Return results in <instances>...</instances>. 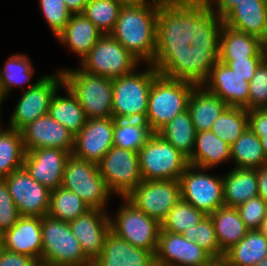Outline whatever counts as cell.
<instances>
[{"label": "cell", "instance_id": "cell-40", "mask_svg": "<svg viewBox=\"0 0 267 266\" xmlns=\"http://www.w3.org/2000/svg\"><path fill=\"white\" fill-rule=\"evenodd\" d=\"M248 127V110L228 106L212 124L211 131L232 146Z\"/></svg>", "mask_w": 267, "mask_h": 266}, {"label": "cell", "instance_id": "cell-5", "mask_svg": "<svg viewBox=\"0 0 267 266\" xmlns=\"http://www.w3.org/2000/svg\"><path fill=\"white\" fill-rule=\"evenodd\" d=\"M42 259L40 266H91L69 222L49 215L41 217Z\"/></svg>", "mask_w": 267, "mask_h": 266}, {"label": "cell", "instance_id": "cell-37", "mask_svg": "<svg viewBox=\"0 0 267 266\" xmlns=\"http://www.w3.org/2000/svg\"><path fill=\"white\" fill-rule=\"evenodd\" d=\"M25 154L21 131L0 126V179L22 168Z\"/></svg>", "mask_w": 267, "mask_h": 266}, {"label": "cell", "instance_id": "cell-53", "mask_svg": "<svg viewBox=\"0 0 267 266\" xmlns=\"http://www.w3.org/2000/svg\"><path fill=\"white\" fill-rule=\"evenodd\" d=\"M71 14H82L89 0H64Z\"/></svg>", "mask_w": 267, "mask_h": 266}, {"label": "cell", "instance_id": "cell-35", "mask_svg": "<svg viewBox=\"0 0 267 266\" xmlns=\"http://www.w3.org/2000/svg\"><path fill=\"white\" fill-rule=\"evenodd\" d=\"M196 133L188 109L176 115L157 132L158 135L170 142L187 159L193 154Z\"/></svg>", "mask_w": 267, "mask_h": 266}, {"label": "cell", "instance_id": "cell-56", "mask_svg": "<svg viewBox=\"0 0 267 266\" xmlns=\"http://www.w3.org/2000/svg\"><path fill=\"white\" fill-rule=\"evenodd\" d=\"M261 50L265 60H267V30L264 36L261 38Z\"/></svg>", "mask_w": 267, "mask_h": 266}, {"label": "cell", "instance_id": "cell-58", "mask_svg": "<svg viewBox=\"0 0 267 266\" xmlns=\"http://www.w3.org/2000/svg\"><path fill=\"white\" fill-rule=\"evenodd\" d=\"M259 136L260 140H261V144L263 146V151H264V154L267 158V135H257Z\"/></svg>", "mask_w": 267, "mask_h": 266}, {"label": "cell", "instance_id": "cell-61", "mask_svg": "<svg viewBox=\"0 0 267 266\" xmlns=\"http://www.w3.org/2000/svg\"><path fill=\"white\" fill-rule=\"evenodd\" d=\"M4 100L2 99V97L0 96V126H1V123H2V121H1V105L4 103L3 102Z\"/></svg>", "mask_w": 267, "mask_h": 266}, {"label": "cell", "instance_id": "cell-46", "mask_svg": "<svg viewBox=\"0 0 267 266\" xmlns=\"http://www.w3.org/2000/svg\"><path fill=\"white\" fill-rule=\"evenodd\" d=\"M237 210L248 230H260L267 214V204L256 196L238 206Z\"/></svg>", "mask_w": 267, "mask_h": 266}, {"label": "cell", "instance_id": "cell-55", "mask_svg": "<svg viewBox=\"0 0 267 266\" xmlns=\"http://www.w3.org/2000/svg\"><path fill=\"white\" fill-rule=\"evenodd\" d=\"M207 266H232L225 258L213 259Z\"/></svg>", "mask_w": 267, "mask_h": 266}, {"label": "cell", "instance_id": "cell-43", "mask_svg": "<svg viewBox=\"0 0 267 266\" xmlns=\"http://www.w3.org/2000/svg\"><path fill=\"white\" fill-rule=\"evenodd\" d=\"M181 235L196 243L213 259L224 258L225 254L220 249L215 227L210 216L206 215L192 229L183 231Z\"/></svg>", "mask_w": 267, "mask_h": 266}, {"label": "cell", "instance_id": "cell-30", "mask_svg": "<svg viewBox=\"0 0 267 266\" xmlns=\"http://www.w3.org/2000/svg\"><path fill=\"white\" fill-rule=\"evenodd\" d=\"M263 57L261 39L222 25L218 59H246Z\"/></svg>", "mask_w": 267, "mask_h": 266}, {"label": "cell", "instance_id": "cell-33", "mask_svg": "<svg viewBox=\"0 0 267 266\" xmlns=\"http://www.w3.org/2000/svg\"><path fill=\"white\" fill-rule=\"evenodd\" d=\"M65 95L60 96L57 91L53 96L48 115L67 128L74 136L78 134L86 123V116L77 98L63 86Z\"/></svg>", "mask_w": 267, "mask_h": 266}, {"label": "cell", "instance_id": "cell-34", "mask_svg": "<svg viewBox=\"0 0 267 266\" xmlns=\"http://www.w3.org/2000/svg\"><path fill=\"white\" fill-rule=\"evenodd\" d=\"M265 257L267 236L260 230H248L246 236L224 255L232 266H255Z\"/></svg>", "mask_w": 267, "mask_h": 266}, {"label": "cell", "instance_id": "cell-21", "mask_svg": "<svg viewBox=\"0 0 267 266\" xmlns=\"http://www.w3.org/2000/svg\"><path fill=\"white\" fill-rule=\"evenodd\" d=\"M203 86L228 106L248 110L249 77L240 76L225 63L218 60L214 64Z\"/></svg>", "mask_w": 267, "mask_h": 266}, {"label": "cell", "instance_id": "cell-57", "mask_svg": "<svg viewBox=\"0 0 267 266\" xmlns=\"http://www.w3.org/2000/svg\"><path fill=\"white\" fill-rule=\"evenodd\" d=\"M151 1L162 5V4L186 3L192 0H151Z\"/></svg>", "mask_w": 267, "mask_h": 266}, {"label": "cell", "instance_id": "cell-60", "mask_svg": "<svg viewBox=\"0 0 267 266\" xmlns=\"http://www.w3.org/2000/svg\"><path fill=\"white\" fill-rule=\"evenodd\" d=\"M255 266H267V257H265L261 262H259Z\"/></svg>", "mask_w": 267, "mask_h": 266}, {"label": "cell", "instance_id": "cell-10", "mask_svg": "<svg viewBox=\"0 0 267 266\" xmlns=\"http://www.w3.org/2000/svg\"><path fill=\"white\" fill-rule=\"evenodd\" d=\"M79 63L86 73L114 79L133 73L141 62L111 34H103Z\"/></svg>", "mask_w": 267, "mask_h": 266}, {"label": "cell", "instance_id": "cell-19", "mask_svg": "<svg viewBox=\"0 0 267 266\" xmlns=\"http://www.w3.org/2000/svg\"><path fill=\"white\" fill-rule=\"evenodd\" d=\"M71 154L58 148H40L27 151L23 167L29 175L50 191L61 187L64 166Z\"/></svg>", "mask_w": 267, "mask_h": 266}, {"label": "cell", "instance_id": "cell-26", "mask_svg": "<svg viewBox=\"0 0 267 266\" xmlns=\"http://www.w3.org/2000/svg\"><path fill=\"white\" fill-rule=\"evenodd\" d=\"M102 35L103 33L83 14H72L69 22L56 38L81 61Z\"/></svg>", "mask_w": 267, "mask_h": 266}, {"label": "cell", "instance_id": "cell-24", "mask_svg": "<svg viewBox=\"0 0 267 266\" xmlns=\"http://www.w3.org/2000/svg\"><path fill=\"white\" fill-rule=\"evenodd\" d=\"M91 266H156V263L152 252L135 247L110 231L101 254Z\"/></svg>", "mask_w": 267, "mask_h": 266}, {"label": "cell", "instance_id": "cell-16", "mask_svg": "<svg viewBox=\"0 0 267 266\" xmlns=\"http://www.w3.org/2000/svg\"><path fill=\"white\" fill-rule=\"evenodd\" d=\"M20 216L48 215L51 191L34 180L22 167L4 178Z\"/></svg>", "mask_w": 267, "mask_h": 266}, {"label": "cell", "instance_id": "cell-45", "mask_svg": "<svg viewBox=\"0 0 267 266\" xmlns=\"http://www.w3.org/2000/svg\"><path fill=\"white\" fill-rule=\"evenodd\" d=\"M267 108V60L257 66L249 82L248 111Z\"/></svg>", "mask_w": 267, "mask_h": 266}, {"label": "cell", "instance_id": "cell-38", "mask_svg": "<svg viewBox=\"0 0 267 266\" xmlns=\"http://www.w3.org/2000/svg\"><path fill=\"white\" fill-rule=\"evenodd\" d=\"M152 134L146 121L115 119L113 145L138 152Z\"/></svg>", "mask_w": 267, "mask_h": 266}, {"label": "cell", "instance_id": "cell-22", "mask_svg": "<svg viewBox=\"0 0 267 266\" xmlns=\"http://www.w3.org/2000/svg\"><path fill=\"white\" fill-rule=\"evenodd\" d=\"M105 210L90 209L69 221L72 233L79 241L84 254L94 261L102 252L105 237L110 232V214Z\"/></svg>", "mask_w": 267, "mask_h": 266}, {"label": "cell", "instance_id": "cell-3", "mask_svg": "<svg viewBox=\"0 0 267 266\" xmlns=\"http://www.w3.org/2000/svg\"><path fill=\"white\" fill-rule=\"evenodd\" d=\"M219 46L189 45L182 51H155L152 65L162 76L203 85L218 61Z\"/></svg>", "mask_w": 267, "mask_h": 266}, {"label": "cell", "instance_id": "cell-9", "mask_svg": "<svg viewBox=\"0 0 267 266\" xmlns=\"http://www.w3.org/2000/svg\"><path fill=\"white\" fill-rule=\"evenodd\" d=\"M138 155L144 181L179 180L189 165L188 159L157 133L151 135Z\"/></svg>", "mask_w": 267, "mask_h": 266}, {"label": "cell", "instance_id": "cell-29", "mask_svg": "<svg viewBox=\"0 0 267 266\" xmlns=\"http://www.w3.org/2000/svg\"><path fill=\"white\" fill-rule=\"evenodd\" d=\"M229 160L231 151L227 142L211 130L196 133L193 154L188 159L190 165L210 170Z\"/></svg>", "mask_w": 267, "mask_h": 266}, {"label": "cell", "instance_id": "cell-42", "mask_svg": "<svg viewBox=\"0 0 267 266\" xmlns=\"http://www.w3.org/2000/svg\"><path fill=\"white\" fill-rule=\"evenodd\" d=\"M205 216L202 211L180 198L161 223V228L173 234H181L185 230L192 229Z\"/></svg>", "mask_w": 267, "mask_h": 266}, {"label": "cell", "instance_id": "cell-23", "mask_svg": "<svg viewBox=\"0 0 267 266\" xmlns=\"http://www.w3.org/2000/svg\"><path fill=\"white\" fill-rule=\"evenodd\" d=\"M0 247L31 256L41 263V217L21 216L10 230L0 236Z\"/></svg>", "mask_w": 267, "mask_h": 266}, {"label": "cell", "instance_id": "cell-8", "mask_svg": "<svg viewBox=\"0 0 267 266\" xmlns=\"http://www.w3.org/2000/svg\"><path fill=\"white\" fill-rule=\"evenodd\" d=\"M61 187L77 194L91 209L106 211L112 193L101 177L98 164L68 157L63 172Z\"/></svg>", "mask_w": 267, "mask_h": 266}, {"label": "cell", "instance_id": "cell-49", "mask_svg": "<svg viewBox=\"0 0 267 266\" xmlns=\"http://www.w3.org/2000/svg\"><path fill=\"white\" fill-rule=\"evenodd\" d=\"M0 266H40V263L31 256L0 247Z\"/></svg>", "mask_w": 267, "mask_h": 266}, {"label": "cell", "instance_id": "cell-52", "mask_svg": "<svg viewBox=\"0 0 267 266\" xmlns=\"http://www.w3.org/2000/svg\"><path fill=\"white\" fill-rule=\"evenodd\" d=\"M258 196L267 204V164L257 168Z\"/></svg>", "mask_w": 267, "mask_h": 266}, {"label": "cell", "instance_id": "cell-44", "mask_svg": "<svg viewBox=\"0 0 267 266\" xmlns=\"http://www.w3.org/2000/svg\"><path fill=\"white\" fill-rule=\"evenodd\" d=\"M39 4L43 17L56 38L65 28L72 14L64 0H39Z\"/></svg>", "mask_w": 267, "mask_h": 266}, {"label": "cell", "instance_id": "cell-7", "mask_svg": "<svg viewBox=\"0 0 267 266\" xmlns=\"http://www.w3.org/2000/svg\"><path fill=\"white\" fill-rule=\"evenodd\" d=\"M64 86L77 98L87 119L112 117V79L82 69H61Z\"/></svg>", "mask_w": 267, "mask_h": 266}, {"label": "cell", "instance_id": "cell-31", "mask_svg": "<svg viewBox=\"0 0 267 266\" xmlns=\"http://www.w3.org/2000/svg\"><path fill=\"white\" fill-rule=\"evenodd\" d=\"M209 216L213 221L220 249L224 254L239 243L248 232L235 207L222 206Z\"/></svg>", "mask_w": 267, "mask_h": 266}, {"label": "cell", "instance_id": "cell-50", "mask_svg": "<svg viewBox=\"0 0 267 266\" xmlns=\"http://www.w3.org/2000/svg\"><path fill=\"white\" fill-rule=\"evenodd\" d=\"M248 127L256 135H267V108L248 111Z\"/></svg>", "mask_w": 267, "mask_h": 266}, {"label": "cell", "instance_id": "cell-25", "mask_svg": "<svg viewBox=\"0 0 267 266\" xmlns=\"http://www.w3.org/2000/svg\"><path fill=\"white\" fill-rule=\"evenodd\" d=\"M222 22L234 30L261 39L267 30V1L244 0L230 11Z\"/></svg>", "mask_w": 267, "mask_h": 266}, {"label": "cell", "instance_id": "cell-1", "mask_svg": "<svg viewBox=\"0 0 267 266\" xmlns=\"http://www.w3.org/2000/svg\"><path fill=\"white\" fill-rule=\"evenodd\" d=\"M222 20L202 0L160 4L156 51H182L189 45L219 46Z\"/></svg>", "mask_w": 267, "mask_h": 266}, {"label": "cell", "instance_id": "cell-20", "mask_svg": "<svg viewBox=\"0 0 267 266\" xmlns=\"http://www.w3.org/2000/svg\"><path fill=\"white\" fill-rule=\"evenodd\" d=\"M25 151L40 148L74 149V135L49 115L37 118L22 130Z\"/></svg>", "mask_w": 267, "mask_h": 266}, {"label": "cell", "instance_id": "cell-12", "mask_svg": "<svg viewBox=\"0 0 267 266\" xmlns=\"http://www.w3.org/2000/svg\"><path fill=\"white\" fill-rule=\"evenodd\" d=\"M64 86V79L59 69L56 74L44 75L31 88L24 89L9 118L8 127L21 131L37 118L48 115L50 102L55 93Z\"/></svg>", "mask_w": 267, "mask_h": 266}, {"label": "cell", "instance_id": "cell-13", "mask_svg": "<svg viewBox=\"0 0 267 266\" xmlns=\"http://www.w3.org/2000/svg\"><path fill=\"white\" fill-rule=\"evenodd\" d=\"M208 169L188 165L179 178L181 199L209 216L224 206L223 179Z\"/></svg>", "mask_w": 267, "mask_h": 266}, {"label": "cell", "instance_id": "cell-39", "mask_svg": "<svg viewBox=\"0 0 267 266\" xmlns=\"http://www.w3.org/2000/svg\"><path fill=\"white\" fill-rule=\"evenodd\" d=\"M91 208L74 192L63 187L50 193L48 215L62 221H71L85 214Z\"/></svg>", "mask_w": 267, "mask_h": 266}, {"label": "cell", "instance_id": "cell-41", "mask_svg": "<svg viewBox=\"0 0 267 266\" xmlns=\"http://www.w3.org/2000/svg\"><path fill=\"white\" fill-rule=\"evenodd\" d=\"M122 6L115 0H89L83 15L103 34H110L119 17Z\"/></svg>", "mask_w": 267, "mask_h": 266}, {"label": "cell", "instance_id": "cell-48", "mask_svg": "<svg viewBox=\"0 0 267 266\" xmlns=\"http://www.w3.org/2000/svg\"><path fill=\"white\" fill-rule=\"evenodd\" d=\"M264 57H246V59H218L228 65L235 73L243 77H249V82L254 76L255 70Z\"/></svg>", "mask_w": 267, "mask_h": 266}, {"label": "cell", "instance_id": "cell-28", "mask_svg": "<svg viewBox=\"0 0 267 266\" xmlns=\"http://www.w3.org/2000/svg\"><path fill=\"white\" fill-rule=\"evenodd\" d=\"M228 105L203 85L195 86L190 94L188 110L196 132L211 130L212 124Z\"/></svg>", "mask_w": 267, "mask_h": 266}, {"label": "cell", "instance_id": "cell-4", "mask_svg": "<svg viewBox=\"0 0 267 266\" xmlns=\"http://www.w3.org/2000/svg\"><path fill=\"white\" fill-rule=\"evenodd\" d=\"M144 70L112 79L114 119L145 121L151 85L159 73L152 64Z\"/></svg>", "mask_w": 267, "mask_h": 266}, {"label": "cell", "instance_id": "cell-17", "mask_svg": "<svg viewBox=\"0 0 267 266\" xmlns=\"http://www.w3.org/2000/svg\"><path fill=\"white\" fill-rule=\"evenodd\" d=\"M113 117L87 119L80 132L74 136L72 155L98 164L114 146Z\"/></svg>", "mask_w": 267, "mask_h": 266}, {"label": "cell", "instance_id": "cell-11", "mask_svg": "<svg viewBox=\"0 0 267 266\" xmlns=\"http://www.w3.org/2000/svg\"><path fill=\"white\" fill-rule=\"evenodd\" d=\"M122 202L115 217L110 219V231L116 236L128 241L135 247L156 254L161 224L138 210L126 198Z\"/></svg>", "mask_w": 267, "mask_h": 266}, {"label": "cell", "instance_id": "cell-18", "mask_svg": "<svg viewBox=\"0 0 267 266\" xmlns=\"http://www.w3.org/2000/svg\"><path fill=\"white\" fill-rule=\"evenodd\" d=\"M213 258L181 234L159 231L156 266H207Z\"/></svg>", "mask_w": 267, "mask_h": 266}, {"label": "cell", "instance_id": "cell-14", "mask_svg": "<svg viewBox=\"0 0 267 266\" xmlns=\"http://www.w3.org/2000/svg\"><path fill=\"white\" fill-rule=\"evenodd\" d=\"M109 191L127 197L142 181L138 152L113 146L98 163Z\"/></svg>", "mask_w": 267, "mask_h": 266}, {"label": "cell", "instance_id": "cell-51", "mask_svg": "<svg viewBox=\"0 0 267 266\" xmlns=\"http://www.w3.org/2000/svg\"><path fill=\"white\" fill-rule=\"evenodd\" d=\"M222 20L235 6L244 0H202Z\"/></svg>", "mask_w": 267, "mask_h": 266}, {"label": "cell", "instance_id": "cell-54", "mask_svg": "<svg viewBox=\"0 0 267 266\" xmlns=\"http://www.w3.org/2000/svg\"><path fill=\"white\" fill-rule=\"evenodd\" d=\"M115 1L118 2V4H120L122 7H126V6H137L147 2L148 0H115Z\"/></svg>", "mask_w": 267, "mask_h": 266}, {"label": "cell", "instance_id": "cell-15", "mask_svg": "<svg viewBox=\"0 0 267 266\" xmlns=\"http://www.w3.org/2000/svg\"><path fill=\"white\" fill-rule=\"evenodd\" d=\"M138 210L160 224L181 198L179 180L142 181L127 197Z\"/></svg>", "mask_w": 267, "mask_h": 266}, {"label": "cell", "instance_id": "cell-27", "mask_svg": "<svg viewBox=\"0 0 267 266\" xmlns=\"http://www.w3.org/2000/svg\"><path fill=\"white\" fill-rule=\"evenodd\" d=\"M224 206L235 207L242 205L250 198L258 196L257 169L231 168L223 174Z\"/></svg>", "mask_w": 267, "mask_h": 266}, {"label": "cell", "instance_id": "cell-59", "mask_svg": "<svg viewBox=\"0 0 267 266\" xmlns=\"http://www.w3.org/2000/svg\"><path fill=\"white\" fill-rule=\"evenodd\" d=\"M260 231L267 236V214L265 219L263 220L262 226L260 228Z\"/></svg>", "mask_w": 267, "mask_h": 266}, {"label": "cell", "instance_id": "cell-6", "mask_svg": "<svg viewBox=\"0 0 267 266\" xmlns=\"http://www.w3.org/2000/svg\"><path fill=\"white\" fill-rule=\"evenodd\" d=\"M195 86L160 74L153 80L145 119L153 133L188 109L189 97Z\"/></svg>", "mask_w": 267, "mask_h": 266}, {"label": "cell", "instance_id": "cell-2", "mask_svg": "<svg viewBox=\"0 0 267 266\" xmlns=\"http://www.w3.org/2000/svg\"><path fill=\"white\" fill-rule=\"evenodd\" d=\"M159 5L148 0L137 6L122 7L110 33L145 66L154 61Z\"/></svg>", "mask_w": 267, "mask_h": 266}, {"label": "cell", "instance_id": "cell-36", "mask_svg": "<svg viewBox=\"0 0 267 266\" xmlns=\"http://www.w3.org/2000/svg\"><path fill=\"white\" fill-rule=\"evenodd\" d=\"M231 160L235 168H260L267 164V158L259 136L249 127L230 146Z\"/></svg>", "mask_w": 267, "mask_h": 266}, {"label": "cell", "instance_id": "cell-32", "mask_svg": "<svg viewBox=\"0 0 267 266\" xmlns=\"http://www.w3.org/2000/svg\"><path fill=\"white\" fill-rule=\"evenodd\" d=\"M27 54H13L5 61L4 67L0 68V96L3 100L9 97L10 92L16 86L23 87L28 84V89L35 85L43 76L34 83L31 78L35 72L31 59Z\"/></svg>", "mask_w": 267, "mask_h": 266}, {"label": "cell", "instance_id": "cell-47", "mask_svg": "<svg viewBox=\"0 0 267 266\" xmlns=\"http://www.w3.org/2000/svg\"><path fill=\"white\" fill-rule=\"evenodd\" d=\"M20 217L7 183L0 179V236L10 230Z\"/></svg>", "mask_w": 267, "mask_h": 266}]
</instances>
